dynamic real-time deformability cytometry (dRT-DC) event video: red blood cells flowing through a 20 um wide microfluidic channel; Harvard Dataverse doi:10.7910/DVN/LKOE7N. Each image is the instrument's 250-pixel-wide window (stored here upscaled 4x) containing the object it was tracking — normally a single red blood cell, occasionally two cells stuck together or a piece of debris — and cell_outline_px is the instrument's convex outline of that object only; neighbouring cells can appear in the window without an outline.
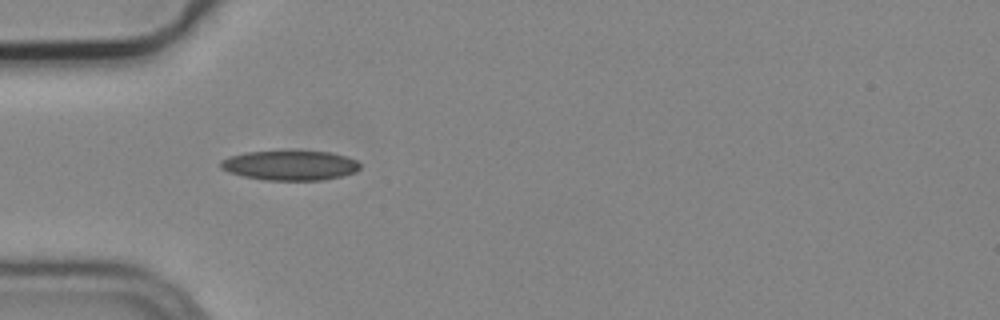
{"species": "common noctule bat (a hibernating species)", "species_latin": "Nyctalus noctula", "temperature_condition": "cold", "stored_images_in_passage": 2, "camera_frame_rate_fps": 3000, "um_per_image_px": 0.085, "animal": {"sex": "male", "body_mass_g": 19.2, "forearm_length_mm": 51.8}, "frame": {"image": 1, "passage_image": 1, "time_ms": 0.0, "image_size_px": [1000, 320], "cell_outline_px": [[360, 168], [356, 172], [324, 180], [264, 180], [244, 176], [228, 172], [220, 168], [220, 160], [228, 156], [248, 152], [288, 148], [292, 148], [328, 152], [344, 156], [356, 160], [360, 164]], "centroid_in_image_um": [24.62, 14.01], "position_along_channel_um": 60.4, "area_um2": 25.09}}
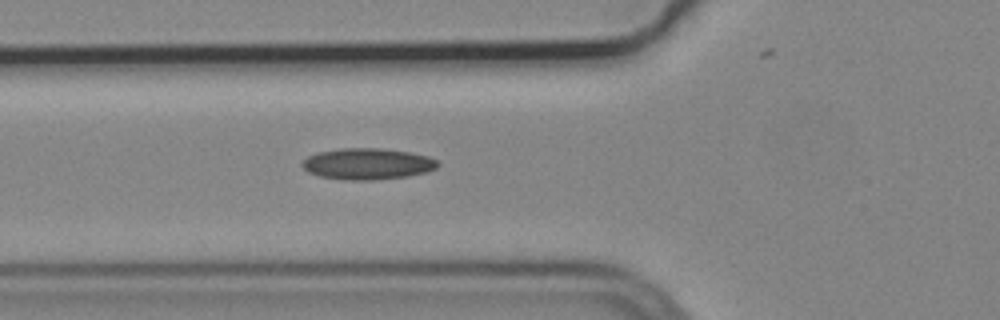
{"frame": {"image": 2, "passage_image": 2, "time_ms": 0.333, "image_size_px": [1000, 320], "cell_outline_px": [[440, 164], [436, 168], [428, 172], [408, 176], [376, 180], [344, 180], [320, 176], [308, 172], [300, 164], [308, 156], [316, 152], [340, 148], [380, 148], [408, 152], [428, 156], [436, 160]], "centroid_in_image_um": [31.23, 13.93], "position_along_channel_um": 94.6, "area_um2": 24.85}}